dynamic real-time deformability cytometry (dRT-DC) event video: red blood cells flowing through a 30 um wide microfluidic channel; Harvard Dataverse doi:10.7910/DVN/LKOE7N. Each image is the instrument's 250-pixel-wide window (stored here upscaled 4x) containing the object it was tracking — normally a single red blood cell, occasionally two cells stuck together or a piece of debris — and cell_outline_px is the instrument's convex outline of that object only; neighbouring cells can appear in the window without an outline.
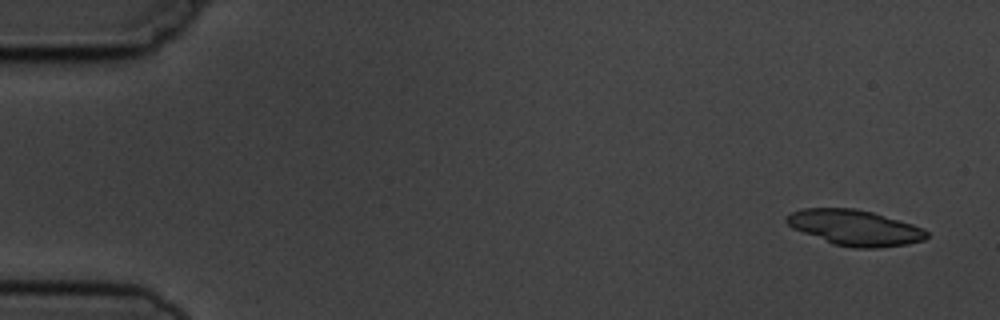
{"species": "common noctule bat (a hibernating species)", "species_latin": "Nyctalus noctula", "temperature_condition": "cold", "stored_images_in_passage": 4, "camera_frame_rate_fps": 3000, "um_per_image_px": 0.085, "animal": {"sex": "male", "body_mass_g": 19.5, "forearm_length_mm": 54.6}, "frame": {"image": 1, "passage_image": 1, "time_ms": 0.0, "image_size_px": [1000, 320], "cell_outline_px": [[928, 236], [924, 240], [908, 244], [876, 248], [852, 248], [832, 244], [792, 228], [784, 220], [792, 212], [804, 208], [856, 208], [872, 212], [912, 224], [924, 228], [928, 232]], "centroid_in_image_um": [72.67, 19.36], "position_along_channel_um": 12.3, "area_um2": 29.07}}